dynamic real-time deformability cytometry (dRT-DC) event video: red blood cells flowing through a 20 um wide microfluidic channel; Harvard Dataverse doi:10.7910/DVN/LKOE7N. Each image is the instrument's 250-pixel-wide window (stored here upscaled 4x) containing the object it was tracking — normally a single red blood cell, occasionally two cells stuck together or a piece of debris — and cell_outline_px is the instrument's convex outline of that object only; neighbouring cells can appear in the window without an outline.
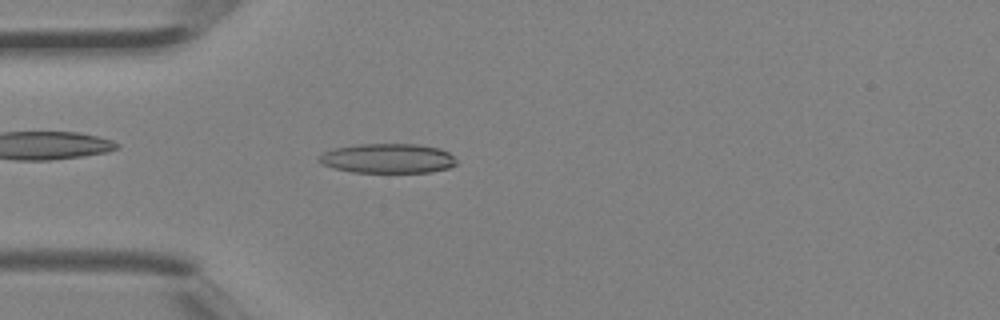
{"species": "Egyptian fruit bat (a non-hibernating species)", "species_latin": "Rousettus aegyptiacus", "temperature_condition": "room temperature", "stored_images_in_passage": 3, "camera_frame_rate_fps": 3000, "um_per_image_px": 0.085, "animal": {"sex": "female"}, "frame": {"image": 1, "passage_image": 3, "time_ms": 0.667, "image_size_px": [1000, 320], "cell_outline_px": [[456, 164], [448, 168], [432, 172], [352, 172], [336, 168], [324, 164], [316, 160], [316, 156], [332, 148], [360, 144], [420, 144], [440, 148], [448, 152], [456, 160]], "centroid_in_image_um": [32.95, 13.45], "position_along_channel_um": 52.1, "area_um2": 23.76}}